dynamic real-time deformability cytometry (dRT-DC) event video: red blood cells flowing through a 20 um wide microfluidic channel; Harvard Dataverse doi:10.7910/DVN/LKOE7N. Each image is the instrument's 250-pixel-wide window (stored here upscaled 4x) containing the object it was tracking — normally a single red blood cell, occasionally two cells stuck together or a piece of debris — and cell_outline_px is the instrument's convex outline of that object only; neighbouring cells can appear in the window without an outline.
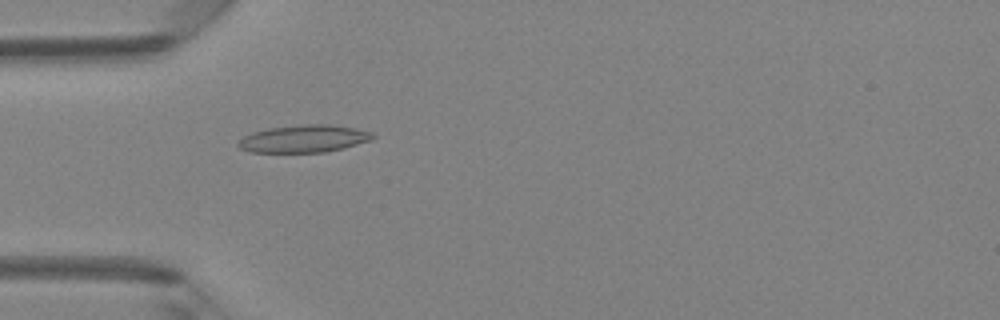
{"species": "Egyptian fruit bat (a non-hibernating species)", "species_latin": "Rousettus aegyptiacus", "temperature_condition": "room temperature", "stored_images_in_passage": 48, "camera_frame_rate_fps": 3000, "um_per_image_px": 0.085, "animal": {"sex": "female"}, "frame": {"image": 1, "passage_image": 15, "time_ms": 4.667, "image_size_px": [1000, 320], "cell_outline_px": [[376, 136], [372, 140], [344, 148], [324, 152], [252, 152], [240, 148], [236, 144], [244, 136], [252, 132], [268, 128], [304, 124], [332, 124], [356, 128], [372, 132]], "centroid_in_image_um": [25.87, 11.78], "position_along_channel_um": 59.1, "area_um2": 21.62}}
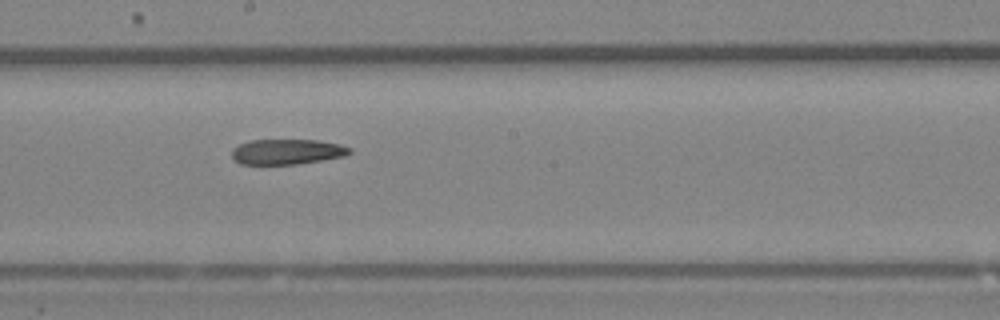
{"frame": {"image": 2, "passage_image": 27, "time_ms": 8.667, "image_size_px": [1000, 320], "cell_outline_px": [[352, 152], [344, 156], [296, 164], [240, 164], [232, 156], [232, 148], [240, 144], [252, 140], [320, 140], [340, 144], [352, 148]], "centroid_in_image_um": [24.42, 12.89], "position_along_channel_um": 223.8, "area_um2": 17.28}}
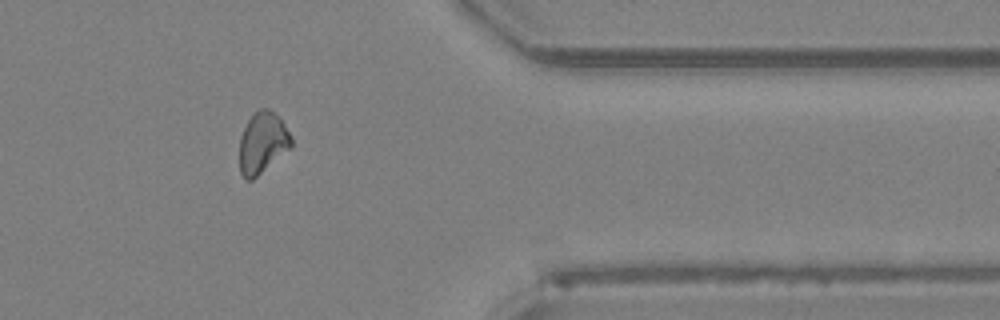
{"frame": {"image": 3, "passage_image": 40, "time_ms": 13.0, "image_size_px": [1000, 320], "cell_outline_px": [[292, 148], [252, 180], [244, 180], [240, 172], [240, 136], [252, 112], [260, 108], [268, 108], [284, 124], [292, 136]], "centroid_in_image_um": [22.31, 12.15], "position_along_channel_um": 389.1, "area_um2": 18.61}, "authors_computed_cell_mechanics": {"area_um2": 19.1607, "velocity_mm_per_s": 4.2001, "shape_relaxation_time_tau1_ms": null, "shape_relaxation_time_tau2_ms": 7.9377, "deformation_change_tau1": null, "deformation_change_tau2": 0.1822}}